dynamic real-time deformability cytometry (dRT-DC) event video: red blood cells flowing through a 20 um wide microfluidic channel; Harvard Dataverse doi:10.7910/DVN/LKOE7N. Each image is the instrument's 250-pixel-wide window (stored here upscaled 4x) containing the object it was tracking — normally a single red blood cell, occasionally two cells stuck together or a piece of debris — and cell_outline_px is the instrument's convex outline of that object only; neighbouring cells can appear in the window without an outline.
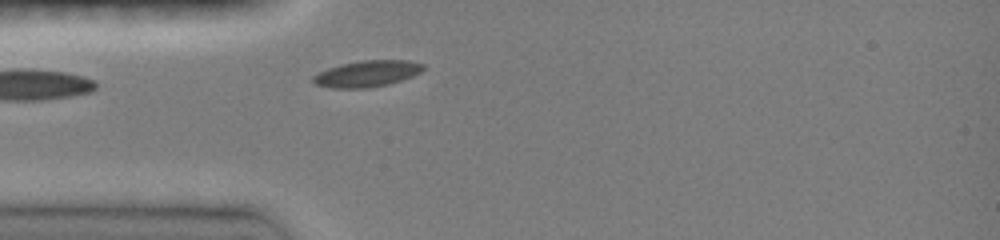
{"species": "common noctule bat (a hibernating species)", "species_latin": "Nyctalus noctula", "temperature_condition": "room temperature", "stored_images_in_passage": 22, "camera_frame_rate_fps": 3000, "um_per_image_px": 0.085, "animal": {"sex": "female", "body_mass_g": 19.0, "forearm_length_mm": 51.5}, "frame": {"image": 1, "passage_image": 1, "time_ms": 0.0, "image_size_px": [1000, 240], "cell_outline_px": [[424, 68], [420, 72], [412, 76], [388, 84], [368, 88], [332, 88], [316, 84], [312, 80], [312, 76], [328, 68], [340, 64], [360, 60], [408, 60], [424, 64]], "centroid_in_image_um": [31.19, 6.25], "position_along_channel_um": 53.8, "area_um2": 16.82}}
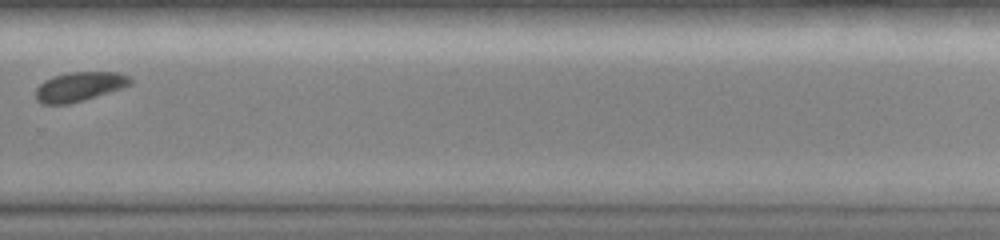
{"frame": {"image": 2, "passage_image": 14, "time_ms": 6.667, "image_size_px": [1000, 240], "cell_outline_px": [[132, 84], [124, 88], [68, 104], [40, 104], [36, 100], [36, 88], [44, 80], [52, 76], [68, 72], [120, 72], [128, 76], [132, 80]], "centroid_in_image_um": [6.75, 7.35], "position_along_channel_um": 323.1, "area_um2": 16.3}}
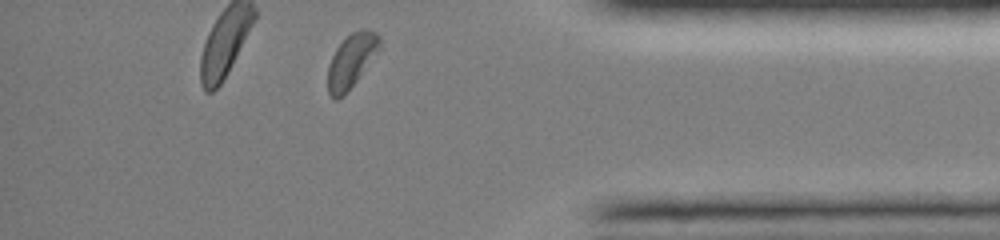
{"frame": {"image": 3, "passage_image": 21, "time_ms": 9.0, "image_size_px": [1000, 240], "cell_outline_px": [[380, 48], [344, 96], [336, 100], [332, 100], [328, 92], [328, 64], [336, 48], [352, 32], [360, 28], [368, 28], [376, 32], [380, 36]], "centroid_in_image_um": [29.85, 5.16], "position_along_channel_um": 405.3, "area_um2": 16.13}, "authors_computed_cell_mechanics": {"area_um2": 16.7909, "velocity_mm_per_s": 4.0816, "shape_relaxation_time_tau1_ms": 1.8902, "shape_relaxation_time_tau2_ms": null, "deformation_change_tau1": 0.0765, "deformation_change_tau2": null}}